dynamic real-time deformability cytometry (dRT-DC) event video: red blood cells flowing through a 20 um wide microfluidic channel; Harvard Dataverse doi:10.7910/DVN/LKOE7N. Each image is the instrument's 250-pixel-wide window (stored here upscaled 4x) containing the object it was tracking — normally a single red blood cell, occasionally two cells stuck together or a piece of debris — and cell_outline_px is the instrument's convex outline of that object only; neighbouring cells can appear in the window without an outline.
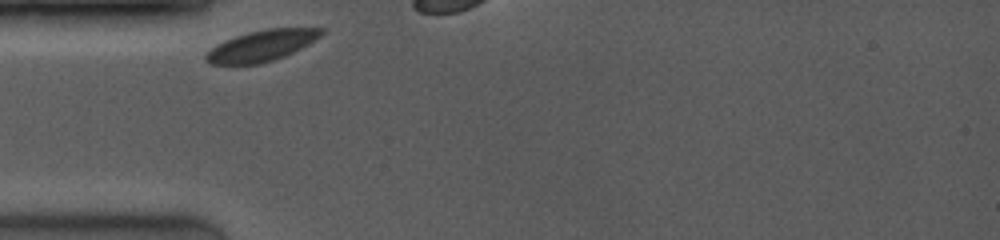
{"species": "common noctule bat (a hibernating species)", "species_latin": "Nyctalus noctula", "temperature_condition": "room temperature", "stored_images_in_passage": 8, "camera_frame_rate_fps": 4000, "um_per_image_px": 0.085, "animal": {"sex": "female", "body_mass_g": 19.0, "forearm_length_mm": 53.3}, "frame": {"image": 1, "passage_image": 1, "time_ms": 0.0, "image_size_px": [1000, 240], "cell_outline_px": [[324, 32], [320, 36], [300, 48], [284, 56], [272, 60], [256, 64], [212, 64], [204, 56], [216, 44], [224, 40], [248, 32], [268, 28], [324, 28]], "centroid_in_image_um": [22.23, 3.87], "position_along_channel_um": 62.8, "area_um2": 20.4}}